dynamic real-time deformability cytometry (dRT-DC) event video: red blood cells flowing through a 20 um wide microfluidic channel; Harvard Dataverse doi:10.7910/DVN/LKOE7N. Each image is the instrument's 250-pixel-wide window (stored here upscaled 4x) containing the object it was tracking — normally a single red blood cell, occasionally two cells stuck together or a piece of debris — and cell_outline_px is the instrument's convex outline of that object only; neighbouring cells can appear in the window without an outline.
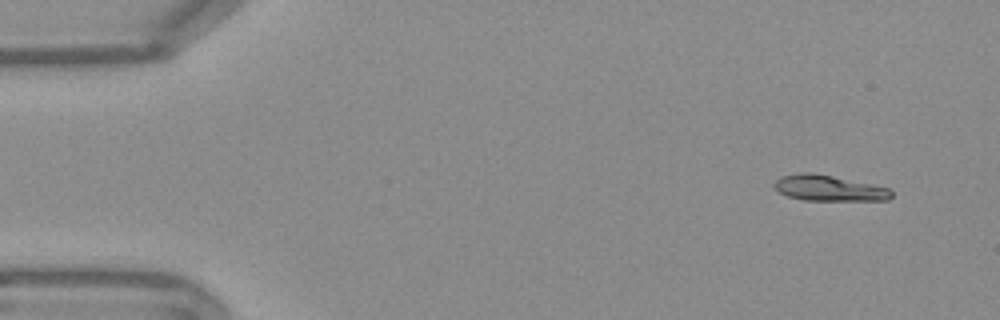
{"species": "Egyptian fruit bat (a non-hibernating species)", "species_latin": "Rousettus aegyptiacus", "temperature_condition": "warm", "stored_images_in_passage": 50, "camera_frame_rate_fps": 3000, "um_per_image_px": 0.085, "frame": {"image": 1, "passage_image": 1, "time_ms": 0.0, "image_size_px": [1000, 320], "cell_outline_px": [[892, 196], [888, 200], [804, 200], [788, 196], [780, 192], [772, 184], [780, 176], [800, 172], [812, 172], [872, 184], [888, 188], [892, 192]], "centroid_in_image_um": [70.43, 15.98], "position_along_channel_um": 14.6, "area_um2": 17.46}}
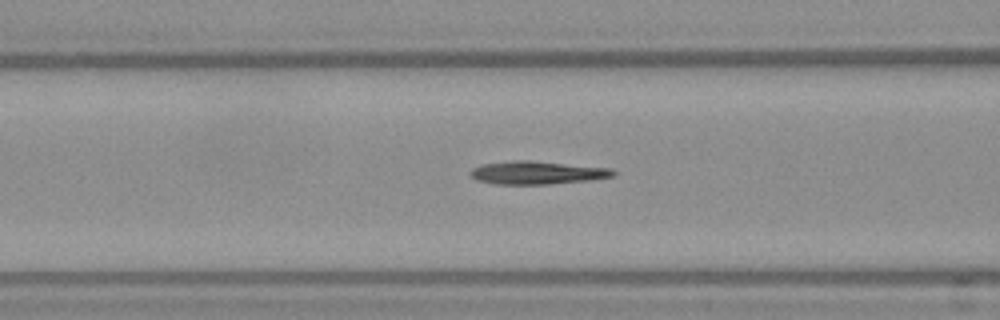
{"frame": {"image": 2, "passage_image": 18, "time_ms": 5.667, "image_size_px": [1000, 320], "cell_outline_px": [[616, 176], [592, 180], [548, 184], [496, 184], [476, 180], [468, 176], [468, 172], [472, 168], [480, 164], [512, 160], [532, 160], [612, 168], [616, 172]], "centroid_in_image_um": [45.64, 14.67], "position_along_channel_um": 121.0, "area_um2": 19.65}}
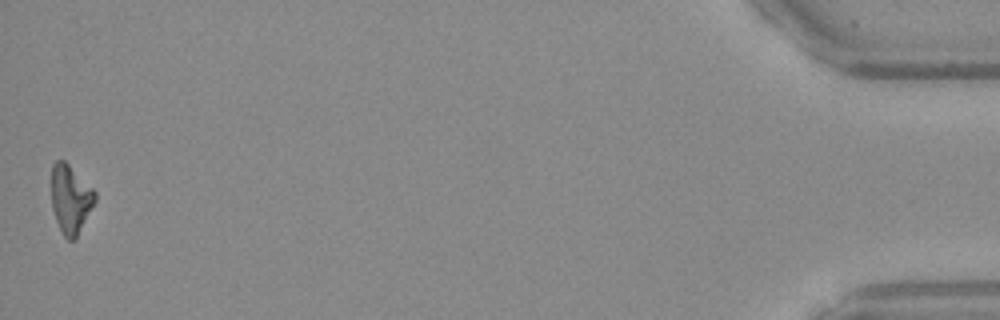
{"frame": {"image": 3, "passage_image": 50, "time_ms": 16.333, "image_size_px": [1000, 320], "cell_outline_px": [[96, 200], [76, 236], [72, 240], [68, 240], [64, 236], [56, 220], [52, 208], [52, 164], [56, 160], [64, 160], [96, 192]], "centroid_in_image_um": [5.98, 16.89], "position_along_channel_um": 429.2, "area_um2": 16.94}}